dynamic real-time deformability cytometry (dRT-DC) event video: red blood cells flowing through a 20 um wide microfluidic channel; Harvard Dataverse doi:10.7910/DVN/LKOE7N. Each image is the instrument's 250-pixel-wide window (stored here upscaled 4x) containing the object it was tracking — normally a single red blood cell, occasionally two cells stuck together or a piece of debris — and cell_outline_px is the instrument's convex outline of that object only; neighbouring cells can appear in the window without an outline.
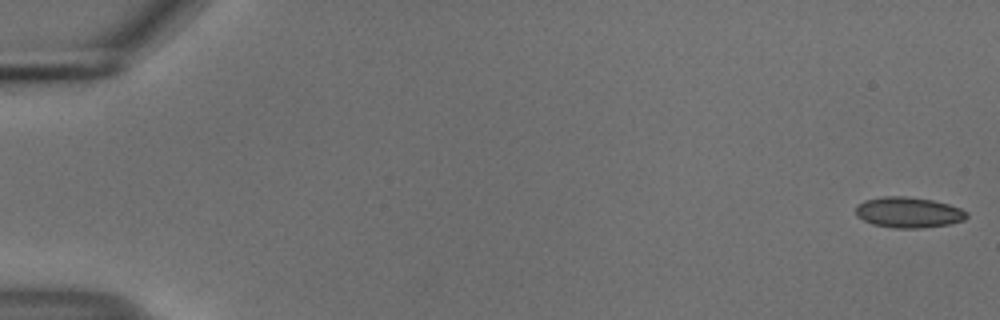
{"species": "common noctule bat (a hibernating species)", "species_latin": "Nyctalus noctula", "temperature_condition": "cold", "stored_images_in_passage": 55, "camera_frame_rate_fps": 3000, "um_per_image_px": 0.085, "animal": {"sex": "male", "body_mass_g": 18.8}, "frame": {"image": 1, "passage_image": 1, "time_ms": 0.0, "image_size_px": [1000, 320], "cell_outline_px": [[968, 216], [964, 220], [948, 224], [920, 228], [896, 228], [872, 224], [856, 216], [856, 204], [864, 200], [884, 196], [904, 196], [932, 200], [948, 204], [960, 208], [968, 212]], "centroid_in_image_um": [77.2, 18.05], "position_along_channel_um": 7.8, "area_um2": 19.83}}
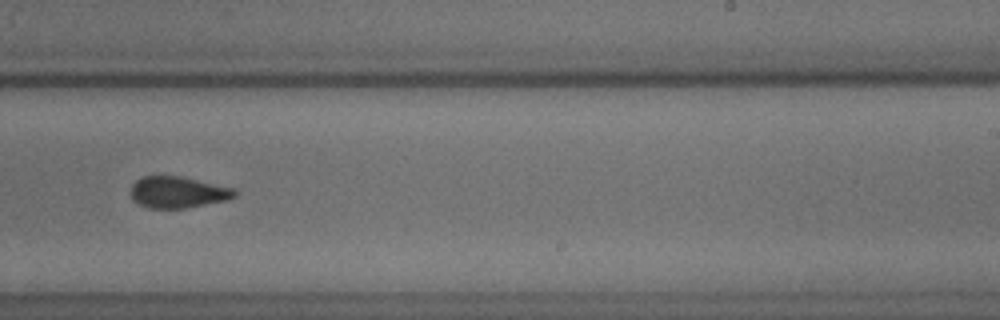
{"frame": {"image": 2, "passage_image": 35, "time_ms": 11.333, "image_size_px": [1000, 320], "cell_outline_px": [[236, 196], [228, 200], [184, 208], [148, 208], [132, 200], [128, 192], [132, 184], [136, 180], [144, 176], [180, 176], [236, 188]], "centroid_in_image_um": [15.1, 16.34], "position_along_channel_um": 273.9, "area_um2": 19.25}}
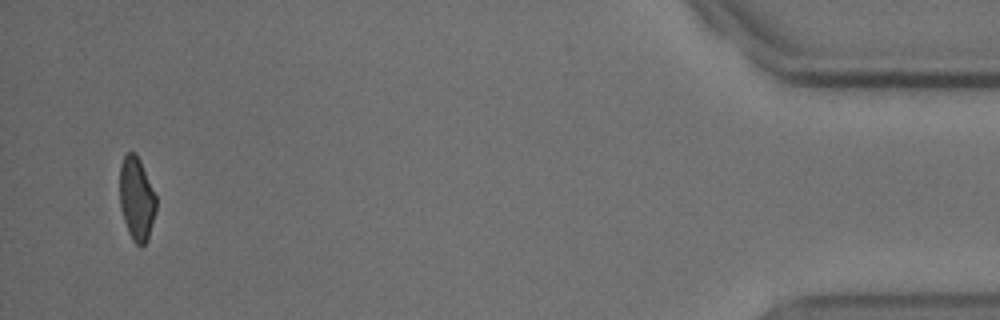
{"frame": {"image": 3, "passage_image": 53, "time_ms": 17.333, "image_size_px": [1000, 320], "cell_outline_px": [[156, 212], [148, 240], [140, 248], [132, 240], [128, 232], [120, 208], [120, 164], [124, 156], [128, 152], [136, 152], [140, 160], [156, 196]], "centroid_in_image_um": [11.61, 16.92], "position_along_channel_um": 423.6, "area_um2": 17.86}, "authors_computed_cell_mechanics": {"area_um2": 19.4786, "velocity_mm_per_s": 3.7277, "shape_relaxation_time_tau1_ms": 6.8661, "shape_relaxation_time_tau2_ms": 2.7692, "deformation_change_tau1": 0.113, "deformation_change_tau2": 0.0688}}